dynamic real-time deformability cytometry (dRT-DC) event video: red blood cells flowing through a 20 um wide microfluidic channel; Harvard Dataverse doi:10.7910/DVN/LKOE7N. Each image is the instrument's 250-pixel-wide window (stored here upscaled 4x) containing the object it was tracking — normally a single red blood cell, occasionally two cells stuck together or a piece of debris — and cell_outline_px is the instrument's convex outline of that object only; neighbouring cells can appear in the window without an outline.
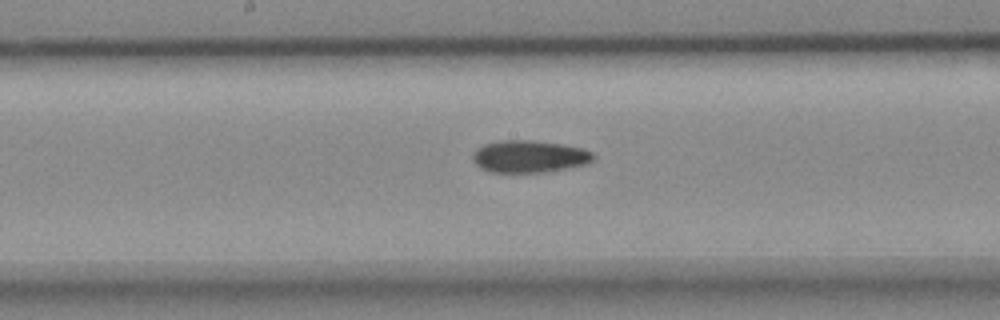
{"species": "common noctule bat (a hibernating species)", "species_latin": "Nyctalus noctula", "temperature_condition": "cold", "stored_images_in_passage": 10, "camera_frame_rate_fps": 3000, "um_per_image_px": 0.085, "animal": {"sex": "female", "body_mass_g": 18.4}, "frame": {"image": 1, "passage_image": 9, "time_ms": 2.667, "image_size_px": [1000, 320], "cell_outline_px": [[592, 160], [588, 164], [544, 172], [492, 172], [476, 164], [472, 156], [484, 144], [500, 140], [532, 140], [560, 144], [580, 148], [592, 152]], "centroid_in_image_um": [45.0, 13.3], "position_along_channel_um": 203.2, "area_um2": 22.14}}
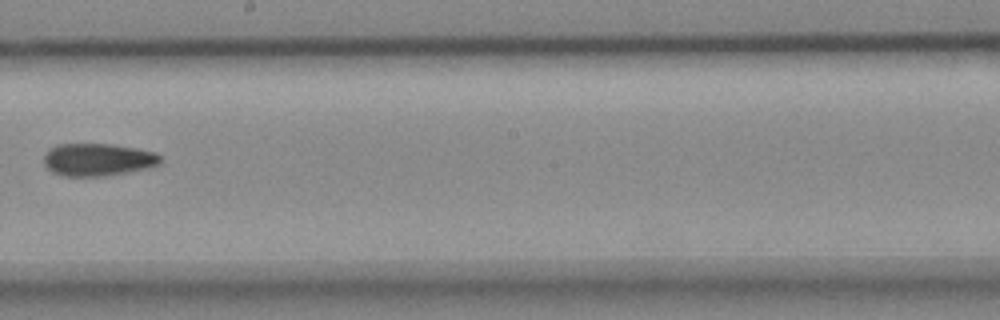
{"frame": {"image": 2, "passage_image": 10, "time_ms": 3.0, "image_size_px": [1000, 320], "cell_outline_px": [[160, 164], [152, 168], [104, 176], [64, 176], [52, 172], [44, 164], [44, 156], [52, 148], [60, 144], [108, 144], [136, 148], [156, 152], [160, 156]], "centroid_in_image_um": [8.36, 13.58], "position_along_channel_um": 239.8, "area_um2": 22.08}}